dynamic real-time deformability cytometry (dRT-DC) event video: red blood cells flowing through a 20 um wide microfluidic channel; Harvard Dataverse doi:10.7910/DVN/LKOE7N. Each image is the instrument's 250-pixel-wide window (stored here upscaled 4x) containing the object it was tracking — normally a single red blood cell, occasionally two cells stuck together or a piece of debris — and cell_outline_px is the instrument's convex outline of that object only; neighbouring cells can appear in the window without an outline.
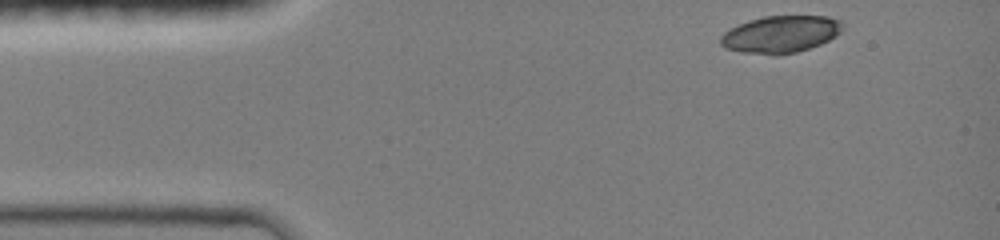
{"species": "common noctule bat (a hibernating species)", "species_latin": "Nyctalus noctula", "temperature_condition": "room temperature", "stored_images_in_passage": 37, "camera_frame_rate_fps": 3000, "um_per_image_px": 0.085, "animal": {"sex": "female", "body_mass_g": 19.0, "forearm_length_mm": 51.5}, "frame": {"image": 1, "passage_image": 1, "time_ms": 0.0, "image_size_px": [1000, 240], "cell_outline_px": [[844, 28], [836, 36], [820, 44], [796, 52], [776, 56], [772, 56], [740, 52], [724, 48], [720, 44], [720, 36], [724, 32], [748, 20], [764, 16], [828, 16], [840, 20], [844, 24]], "centroid_in_image_um": [66.35, 2.92], "position_along_channel_um": 18.7, "area_um2": 26.65}}
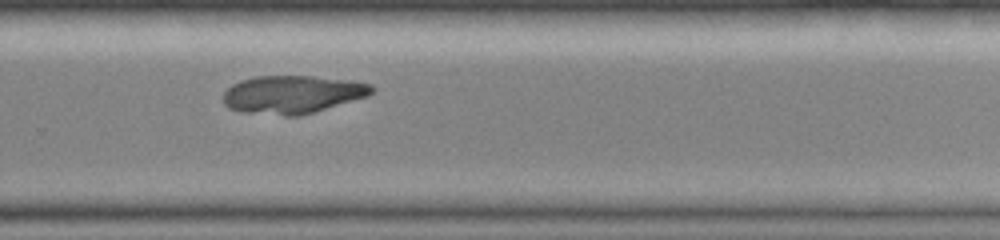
{"frame": {"image": 2, "passage_image": 27, "time_ms": 8.667, "image_size_px": [1000, 240], "cell_outline_px": [[376, 88], [368, 96], [300, 116], [284, 116], [240, 112], [228, 108], [224, 104], [224, 92], [232, 84], [240, 80], [256, 76], [312, 76], [344, 80], [372, 84]], "centroid_in_image_um": [24.82, 8.04], "position_along_channel_um": 305.0, "area_um2": 32.95}}
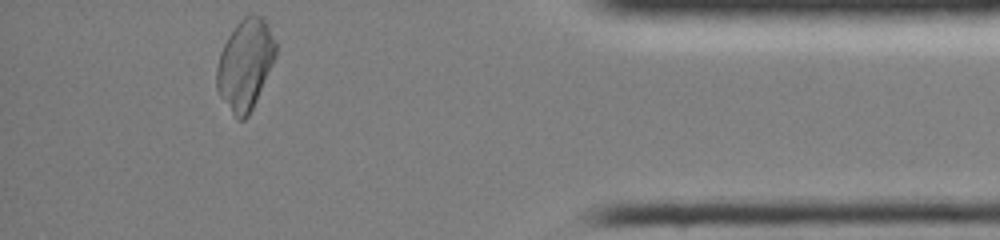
{"frame": {"image": 3, "passage_image": 37, "time_ms": 12.0, "image_size_px": [1000, 240], "cell_outline_px": [[276, 56], [256, 100], [248, 116], [244, 120], [236, 120], [220, 96], [216, 88], [216, 68], [220, 52], [228, 36], [236, 24], [244, 16], [264, 16], [268, 24], [276, 44]], "centroid_in_image_um": [20.83, 5.49], "position_along_channel_um": 414.4, "area_um2": 30.98}}